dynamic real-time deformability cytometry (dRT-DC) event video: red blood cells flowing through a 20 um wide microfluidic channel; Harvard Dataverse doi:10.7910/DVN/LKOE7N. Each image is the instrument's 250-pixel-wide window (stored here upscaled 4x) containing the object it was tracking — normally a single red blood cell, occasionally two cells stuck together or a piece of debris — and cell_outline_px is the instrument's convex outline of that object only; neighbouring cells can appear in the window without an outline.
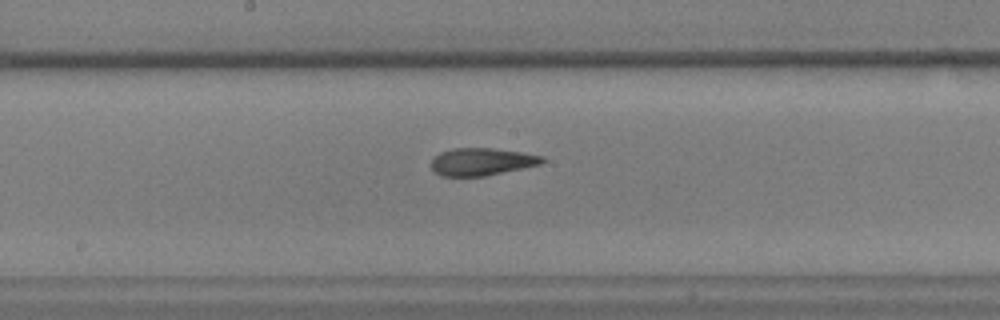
{"species": "common noctule bat (a hibernating species)", "species_latin": "Nyctalus noctula", "temperature_condition": "warm", "stored_images_in_passage": 47, "camera_frame_rate_fps": 3000, "um_per_image_px": 0.085, "animal": {"sex": "male", "body_mass_g": 17.9, "forearm_length_mm": 54.2}, "frame": {"image": 1, "passage_image": 24, "time_ms": 7.667, "image_size_px": [1000, 320], "cell_outline_px": [[548, 160], [540, 164], [524, 168], [484, 176], [440, 176], [432, 168], [432, 160], [440, 152], [452, 148], [492, 148], [524, 152], [544, 156]], "centroid_in_image_um": [41.0, 13.74], "position_along_channel_um": 207.2, "area_um2": 17.86}}
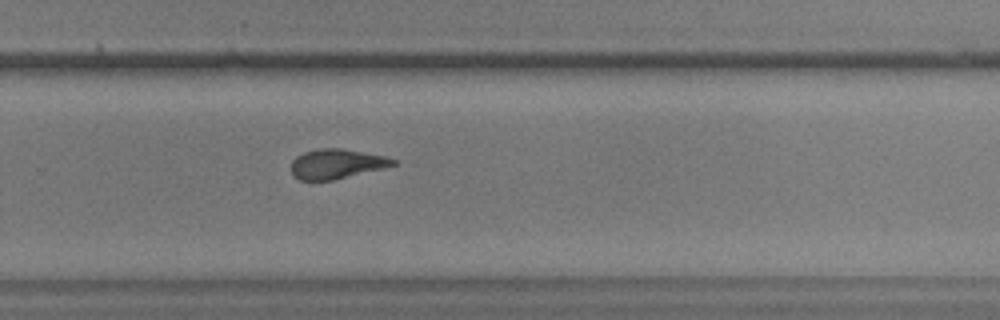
{"frame": {"image": 2, "passage_image": 31, "time_ms": 10.0, "image_size_px": [1000, 320], "cell_outline_px": [[400, 164], [384, 168], [332, 180], [300, 180], [292, 176], [292, 160], [296, 156], [304, 152], [320, 148], [340, 148], [384, 156], [396, 160]], "centroid_in_image_um": [28.61, 13.93], "position_along_channel_um": 301.2, "area_um2": 17.57}}
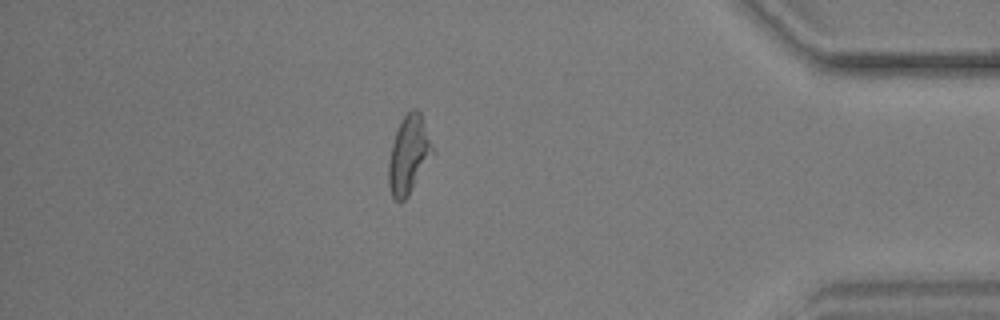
{"frame": {"image": 3, "passage_image": 41, "time_ms": 13.333, "image_size_px": [1000, 320], "cell_outline_px": [[432, 152], [408, 196], [400, 204], [392, 196], [388, 184], [388, 164], [392, 144], [400, 120], [412, 108], [416, 108], [420, 112], [432, 144]], "centroid_in_image_um": [34.7, 13.15], "position_along_channel_um": 400.5, "area_um2": 19.42}}